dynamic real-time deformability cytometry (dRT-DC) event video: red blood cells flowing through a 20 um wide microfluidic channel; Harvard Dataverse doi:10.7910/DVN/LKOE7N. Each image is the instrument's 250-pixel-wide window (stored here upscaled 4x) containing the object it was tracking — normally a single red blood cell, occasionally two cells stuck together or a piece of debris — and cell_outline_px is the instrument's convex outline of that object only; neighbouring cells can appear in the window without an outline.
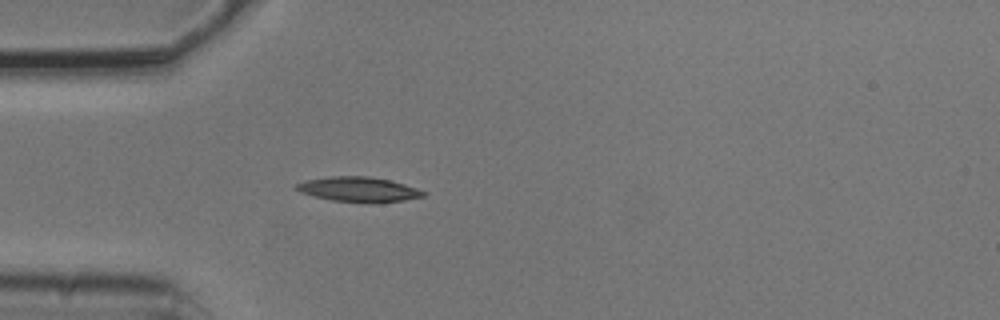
{"species": "common noctule bat (a hibernating species)", "species_latin": "Nyctalus noctula", "temperature_condition": "cold", "stored_images_in_passage": 3, "camera_frame_rate_fps": 3000, "um_per_image_px": 0.085, "animal": {"sex": "male", "body_mass_g": 20.5, "forearm_length_mm": 52.5}, "frame": {"image": 1, "passage_image": 3, "time_ms": 0.667, "image_size_px": [1000, 320], "cell_outline_px": [[428, 192], [424, 196], [404, 200], [368, 204], [332, 200], [300, 192], [292, 188], [296, 184], [308, 180], [332, 176], [368, 176], [388, 180], [404, 184]], "centroid_in_image_um": [30.49, 16.11], "position_along_channel_um": 54.5, "area_um2": 18.44}}